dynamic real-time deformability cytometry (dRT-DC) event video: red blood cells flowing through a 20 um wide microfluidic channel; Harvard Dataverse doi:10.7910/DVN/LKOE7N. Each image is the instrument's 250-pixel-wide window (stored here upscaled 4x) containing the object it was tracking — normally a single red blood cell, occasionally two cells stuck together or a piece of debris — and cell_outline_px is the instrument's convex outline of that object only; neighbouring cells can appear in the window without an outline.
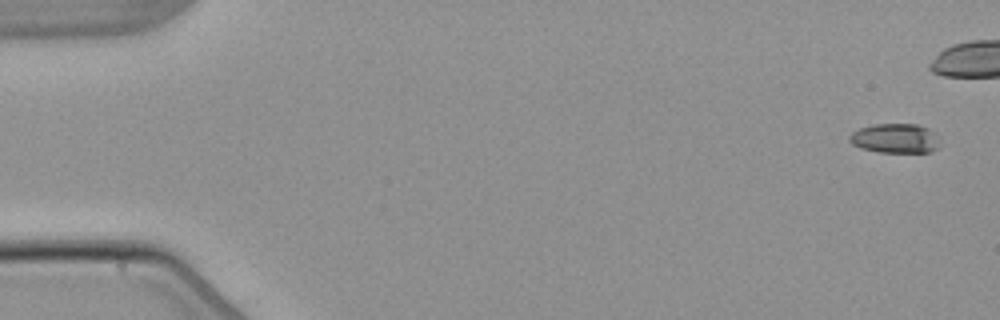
{"species": "common noctule bat (a hibernating species)", "species_latin": "Nyctalus noctula", "temperature_condition": "warm", "stored_images_in_passage": 5, "camera_frame_rate_fps": 3000, "um_per_image_px": 0.085, "animal": {"sex": "male", "body_mass_g": 21.5, "forearm_length_mm": 52.0}, "frame": {"image": 1, "passage_image": 1, "time_ms": 0.0, "image_size_px": [1000, 320], "cell_outline_px": [[940, 144], [932, 152], [880, 152], [860, 148], [852, 144], [848, 140], [848, 136], [852, 132], [860, 128], [876, 124], [916, 124], [928, 128], [940, 140]], "centroid_in_image_um": [76.08, 11.76], "position_along_channel_um": 8.9, "area_um2": 15.55}}